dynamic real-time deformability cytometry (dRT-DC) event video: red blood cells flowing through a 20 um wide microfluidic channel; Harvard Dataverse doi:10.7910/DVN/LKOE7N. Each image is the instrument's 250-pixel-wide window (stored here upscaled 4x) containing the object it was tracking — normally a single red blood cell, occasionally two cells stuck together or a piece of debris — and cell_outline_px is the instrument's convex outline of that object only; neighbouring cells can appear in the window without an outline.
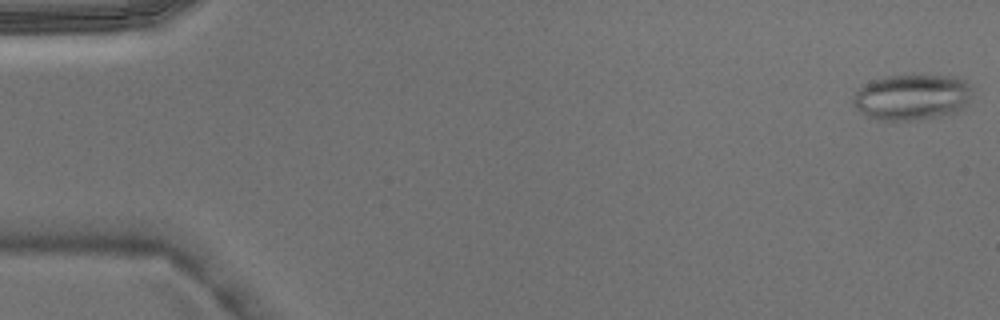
{"species": "Egyptian fruit bat (a non-hibernating species)", "species_latin": "Rousettus aegyptiacus", "temperature_condition": "warm", "stored_images_in_passage": 5, "camera_frame_rate_fps": 3000, "um_per_image_px": 0.085, "animal": {"sex": "male"}, "frame": {"image": 1, "passage_image": 1, "time_ms": 0.0, "image_size_px": [1000, 320], "cell_outline_px": [[972, 96], [960, 108], [952, 112], [936, 116], [916, 120], [876, 120], [868, 116], [856, 108], [852, 104], [852, 100], [856, 92], [864, 84], [872, 80], [884, 76], [952, 76], [964, 80], [968, 84]], "centroid_in_image_um": [77.45, 8.25], "position_along_channel_um": 7.5, "area_um2": 31.27}}